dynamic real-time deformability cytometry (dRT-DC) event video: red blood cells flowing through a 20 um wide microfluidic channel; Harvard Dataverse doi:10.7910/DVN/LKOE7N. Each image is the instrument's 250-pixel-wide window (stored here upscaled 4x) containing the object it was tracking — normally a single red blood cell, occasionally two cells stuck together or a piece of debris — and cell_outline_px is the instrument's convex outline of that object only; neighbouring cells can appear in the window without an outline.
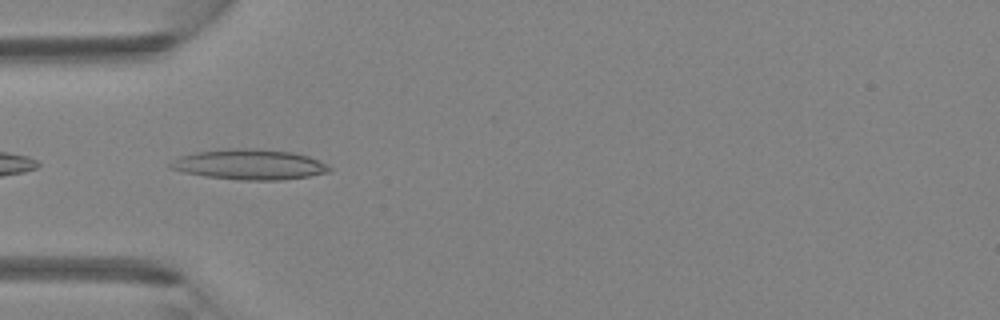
{"species": "Egyptian fruit bat (a non-hibernating species)", "species_latin": "Rousettus aegyptiacus", "temperature_condition": "room temperature", "stored_images_in_passage": 45, "camera_frame_rate_fps": 3000, "um_per_image_px": 0.085, "animal": {"sex": "female"}, "frame": {"image": 1, "passage_image": 14, "time_ms": 4.333, "image_size_px": [1000, 320], "cell_outline_px": [[332, 168], [328, 172], [308, 176], [284, 180], [240, 180], [204, 176], [184, 172], [168, 168], [168, 164], [180, 156], [196, 152], [228, 148], [256, 148], [292, 152], [308, 156]], "centroid_in_image_um": [21.16, 13.98], "position_along_channel_um": 63.8, "area_um2": 28.03}}
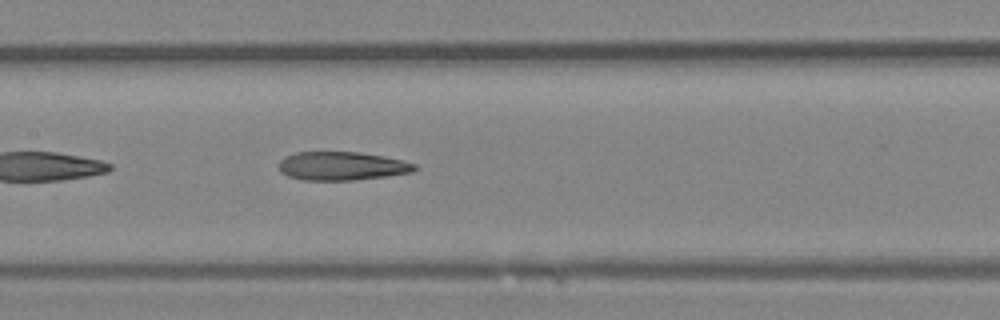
{"frame": {"image": 2, "passage_image": 22, "time_ms": 7.0, "image_size_px": [1000, 320], "cell_outline_px": [[420, 168], [412, 172], [388, 176], [356, 180], [300, 180], [288, 176], [280, 172], [280, 160], [284, 156], [296, 152], [356, 152], [384, 156], [404, 160], [416, 164]], "centroid_in_image_um": [29.09, 14.11], "position_along_channel_um": 178.3, "area_um2": 22.83}}
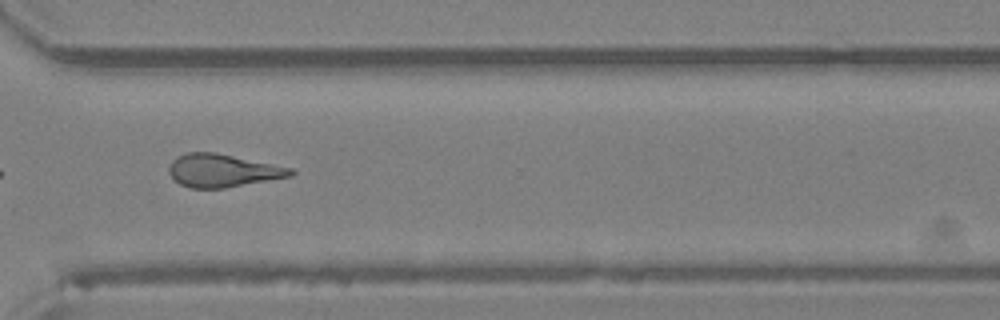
{"frame": {"image": 3, "passage_image": 34, "time_ms": 11.0, "image_size_px": [1000, 320], "cell_outline_px": [[296, 172], [292, 176], [224, 188], [188, 188], [180, 184], [168, 172], [168, 168], [172, 160], [176, 156], [188, 152], [216, 152], [292, 168]], "centroid_in_image_um": [18.91, 14.49], "position_along_channel_um": 351.7, "area_um2": 23.35}, "authors_computed_cell_mechanics": {"area_um2": 23.5246, "velocity_mm_per_s": 4.3339, "shape_relaxation_time_tau1_ms": null, "shape_relaxation_time_tau2_ms": 8.5251, "deformation_change_tau1": null, "deformation_change_tau2": 0.2614}}